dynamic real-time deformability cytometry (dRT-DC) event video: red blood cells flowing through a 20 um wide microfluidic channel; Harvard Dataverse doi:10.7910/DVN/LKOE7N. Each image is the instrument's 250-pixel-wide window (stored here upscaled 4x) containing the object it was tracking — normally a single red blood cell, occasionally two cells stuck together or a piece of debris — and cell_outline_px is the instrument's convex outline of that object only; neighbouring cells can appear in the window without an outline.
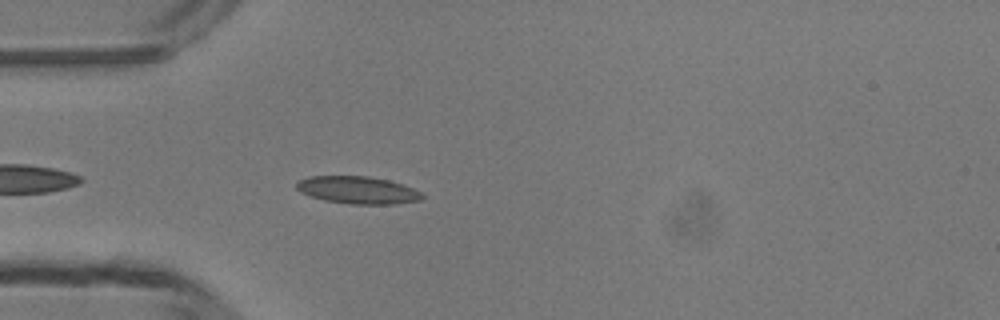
{"species": "common noctule bat (a hibernating species)", "species_latin": "Nyctalus noctula", "temperature_condition": "room temperature", "stored_images_in_passage": 38, "camera_frame_rate_fps": 3000, "um_per_image_px": 0.085, "animal": {"sex": "male", "body_mass_g": 13.3}, "frame": {"image": 1, "passage_image": 3, "time_ms": 0.667, "image_size_px": [1000, 320], "cell_outline_px": [[424, 196], [420, 200], [396, 204], [352, 204], [324, 200], [300, 192], [296, 188], [296, 184], [300, 180], [308, 176], [368, 176], [388, 180], [412, 188], [420, 192]], "centroid_in_image_um": [30.39, 16.15], "position_along_channel_um": 54.6, "area_um2": 19.88}}
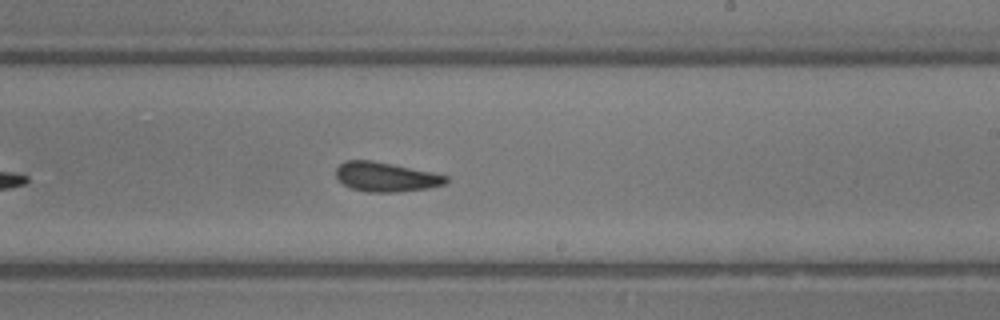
{"frame": {"image": 2, "passage_image": 18, "time_ms": 5.667, "image_size_px": [1000, 320], "cell_outline_px": [[448, 180], [444, 184], [428, 188], [396, 192], [368, 192], [352, 188], [344, 184], [336, 176], [336, 168], [340, 164], [348, 160], [372, 160], [432, 172], [448, 176]], "centroid_in_image_um": [32.8, 15.03], "position_along_channel_um": 256.2, "area_um2": 18.67}}
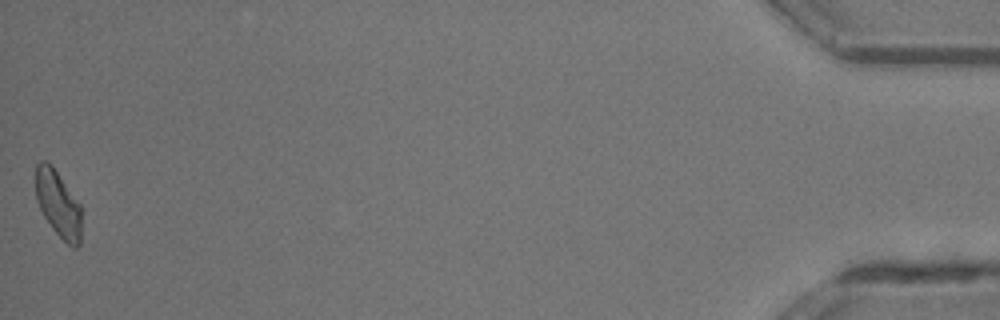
{"frame": {"image": 3, "passage_image": 38, "time_ms": 12.333, "image_size_px": [1000, 320], "cell_outline_px": [[80, 244], [76, 248], [72, 248], [52, 228], [44, 216], [36, 200], [36, 164], [40, 160], [44, 160], [56, 172], [80, 204]], "centroid_in_image_um": [4.93, 17.36], "position_along_channel_um": 430.3, "area_um2": 17.22}, "authors_computed_cell_mechanics": {"area_um2": 18.7272, "velocity_mm_per_s": 4.1512, "shape_relaxation_time_tau1_ms": 3.3167, "shape_relaxation_time_tau2_ms": 2.2206, "deformation_change_tau1": 0.1025, "deformation_change_tau2": 0.0905}}